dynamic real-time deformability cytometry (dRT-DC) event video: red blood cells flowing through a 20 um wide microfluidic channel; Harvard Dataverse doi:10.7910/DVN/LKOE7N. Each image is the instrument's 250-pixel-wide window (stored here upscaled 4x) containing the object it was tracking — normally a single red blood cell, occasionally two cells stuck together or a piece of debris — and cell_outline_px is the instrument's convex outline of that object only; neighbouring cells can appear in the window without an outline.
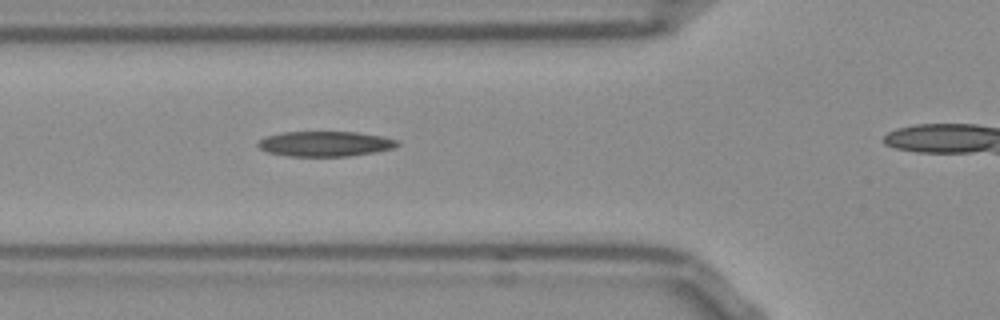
{"species": "Egyptian fruit bat (a non-hibernating species)", "species_latin": "Rousettus aegyptiacus", "temperature_condition": "room temperature", "stored_images_in_passage": 35, "camera_frame_rate_fps": 3000, "um_per_image_px": 0.085, "frame": {"image": 1, "passage_image": 11, "time_ms": 3.333, "image_size_px": [1000, 320], "cell_outline_px": [[400, 144], [392, 148], [372, 152], [348, 156], [288, 156], [268, 152], [260, 148], [256, 144], [260, 140], [268, 136], [284, 132], [356, 132], [384, 136], [396, 140]], "centroid_in_image_um": [27.63, 12.22], "position_along_channel_um": 98.2, "area_um2": 20.17}}